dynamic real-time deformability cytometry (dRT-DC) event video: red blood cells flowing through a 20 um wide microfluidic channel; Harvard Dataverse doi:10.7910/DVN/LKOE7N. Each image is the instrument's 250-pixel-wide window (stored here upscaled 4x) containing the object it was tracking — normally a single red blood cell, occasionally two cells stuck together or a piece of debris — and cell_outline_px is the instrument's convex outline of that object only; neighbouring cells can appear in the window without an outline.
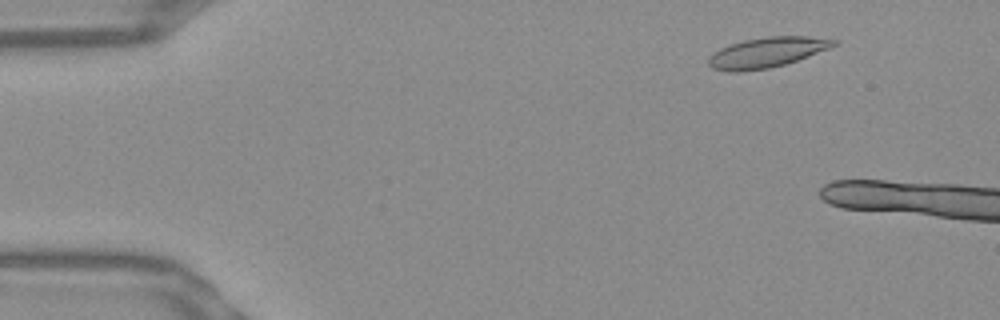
{"species": "Egyptian fruit bat (a non-hibernating species)", "species_latin": "Rousettus aegyptiacus", "temperature_condition": "warm", "stored_images_in_passage": 8, "camera_frame_rate_fps": 3000, "um_per_image_px": 0.085, "frame": {"image": 1, "passage_image": 2, "time_ms": 0.333, "image_size_px": [1000, 320], "cell_outline_px": [[840, 40], [836, 44], [828, 48], [808, 56], [784, 64], [768, 68], [740, 72], [728, 72], [712, 68], [708, 64], [708, 60], [712, 52], [728, 44], [744, 40], [768, 36], [808, 36]], "centroid_in_image_um": [65.13, 4.45], "position_along_channel_um": 19.9, "area_um2": 22.02}}